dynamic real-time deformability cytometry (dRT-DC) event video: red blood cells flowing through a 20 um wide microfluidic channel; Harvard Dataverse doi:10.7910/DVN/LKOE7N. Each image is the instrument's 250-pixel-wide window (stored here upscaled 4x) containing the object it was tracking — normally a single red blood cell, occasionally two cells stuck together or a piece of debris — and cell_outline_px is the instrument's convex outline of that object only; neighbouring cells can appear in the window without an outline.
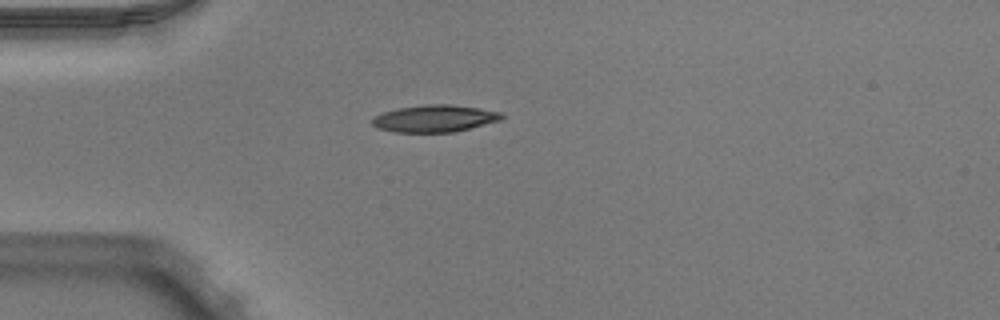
{"species": "Egyptian fruit bat (a non-hibernating species)", "species_latin": "Rousettus aegyptiacus", "temperature_condition": "warm", "stored_images_in_passage": 38, "camera_frame_rate_fps": 3000, "um_per_image_px": 0.085, "animal": {"sex": "male"}, "frame": {"image": 1, "passage_image": 1, "time_ms": 0.0, "image_size_px": [1000, 320], "cell_outline_px": [[504, 116], [500, 120], [452, 132], [392, 132], [376, 128], [372, 124], [372, 120], [376, 116], [384, 112], [400, 108], [428, 104], [448, 104], [480, 108], [504, 112]], "centroid_in_image_um": [36.95, 10.07], "position_along_channel_um": 48.0, "area_um2": 20.23}}
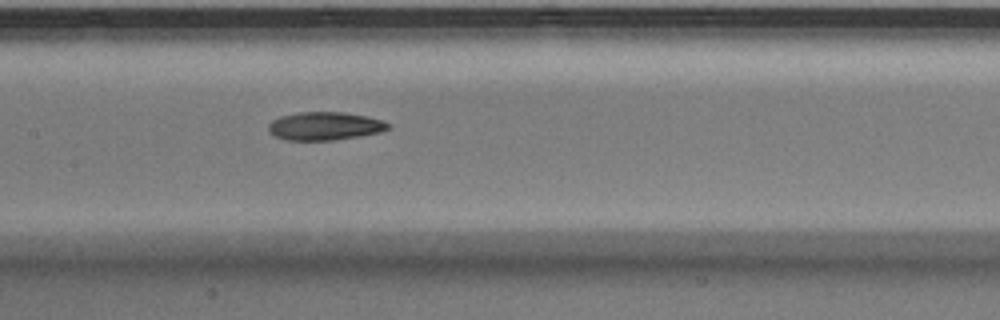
{"frame": {"image": 2, "passage_image": 12, "time_ms": 3.667, "image_size_px": [1000, 320], "cell_outline_px": [[392, 128], [380, 132], [360, 136], [332, 140], [288, 140], [276, 136], [268, 132], [268, 124], [272, 120], [280, 116], [296, 112], [344, 112], [368, 116], [384, 120], [392, 124]], "centroid_in_image_um": [27.65, 10.7], "position_along_channel_um": 179.8, "area_um2": 19.94}}
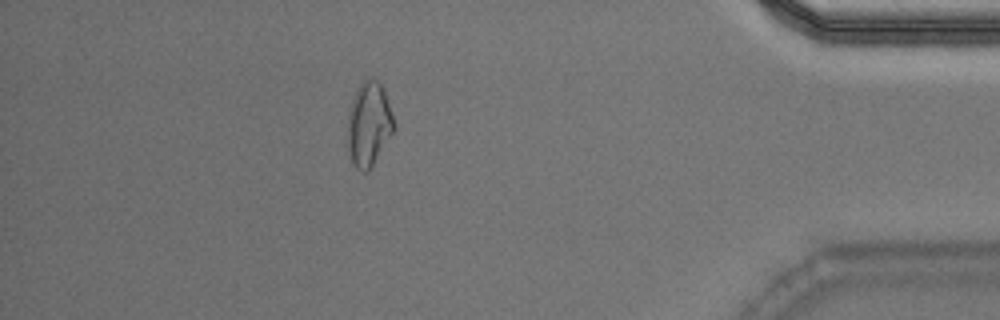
{"frame": {"image": 3, "passage_image": 32, "time_ms": 10.333, "image_size_px": [1000, 320], "cell_outline_px": [[396, 124], [392, 132], [372, 168], [368, 172], [364, 172], [356, 168], [352, 164], [348, 152], [348, 112], [352, 100], [356, 92], [364, 80], [368, 76], [372, 76], [380, 84], [384, 92], [392, 112]], "centroid_in_image_um": [31.34, 10.58], "position_along_channel_um": 403.9, "area_um2": 22.72}, "authors_computed_cell_mechanics": {"area_um2": 20.5768, "velocity_mm_per_s": 3.9826, "shape_relaxation_time_tau1_ms": null, "shape_relaxation_time_tau2_ms": 11.1324, "deformation_change_tau1": null, "deformation_change_tau2": 0.2352}}